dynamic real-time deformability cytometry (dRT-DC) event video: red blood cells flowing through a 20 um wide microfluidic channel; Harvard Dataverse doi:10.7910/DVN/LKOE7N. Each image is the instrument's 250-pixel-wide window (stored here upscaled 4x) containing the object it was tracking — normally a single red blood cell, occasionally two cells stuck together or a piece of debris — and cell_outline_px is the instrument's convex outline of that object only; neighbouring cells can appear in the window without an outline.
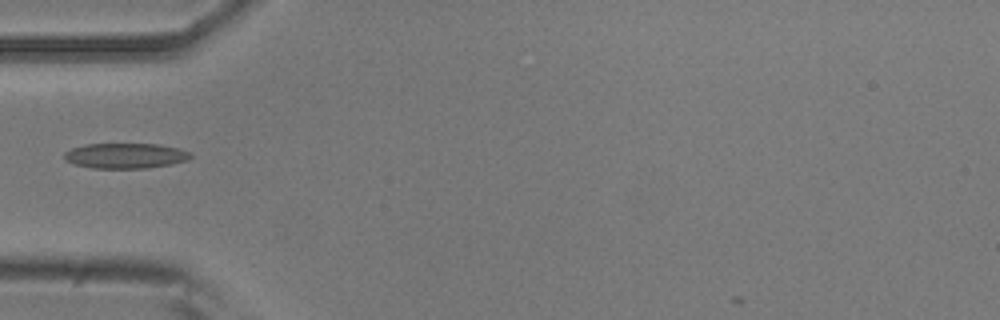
{"species": "common noctule bat (a hibernating species)", "species_latin": "Nyctalus noctula", "temperature_condition": "room temperature", "stored_images_in_passage": 35, "camera_frame_rate_fps": 3000, "um_per_image_px": 0.085, "animal": {"sex": "male", "body_mass_g": 20.5, "forearm_length_mm": 52.5}, "frame": {"image": 1, "passage_image": 1, "time_ms": 0.0, "image_size_px": [1000, 320], "cell_outline_px": [[192, 156], [188, 160], [148, 168], [92, 168], [76, 164], [64, 160], [64, 152], [72, 148], [84, 144], [160, 144], [180, 148], [188, 152]], "centroid_in_image_um": [10.65, 13.23], "position_along_channel_um": 74.4, "area_um2": 18.55}}
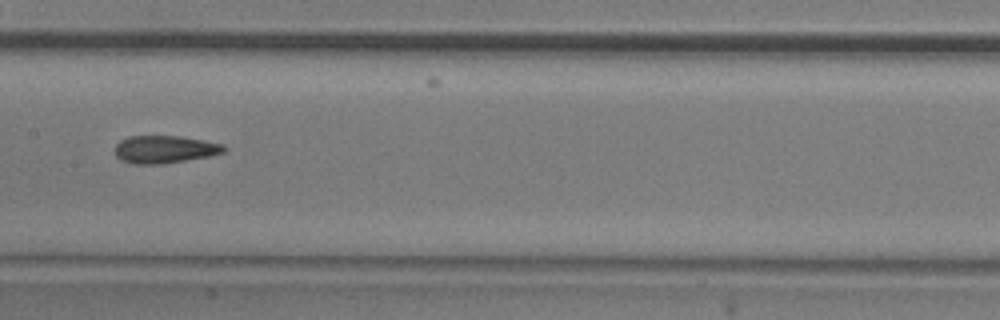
{"frame": {"image": 2, "passage_image": 10, "time_ms": 3.0, "image_size_px": [1000, 320], "cell_outline_px": [[228, 148], [224, 152], [208, 156], [164, 164], [132, 164], [120, 160], [116, 156], [116, 144], [120, 140], [128, 136], [180, 136], [204, 140], [224, 144]], "centroid_in_image_um": [14.0, 12.69], "position_along_channel_um": 193.4, "area_um2": 17.69}}
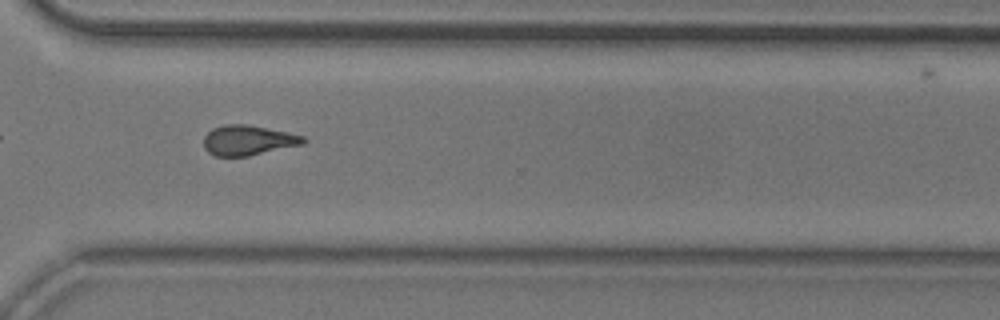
{"frame": {"image": 3, "passage_image": 22, "time_ms": 7.0, "image_size_px": [1000, 320], "cell_outline_px": [[308, 140], [304, 144], [248, 156], [216, 156], [208, 152], [204, 148], [204, 136], [212, 128], [224, 124], [248, 124], [288, 132], [304, 136]], "centroid_in_image_um": [21.1, 11.91], "position_along_channel_um": 349.5, "area_um2": 17.57}}